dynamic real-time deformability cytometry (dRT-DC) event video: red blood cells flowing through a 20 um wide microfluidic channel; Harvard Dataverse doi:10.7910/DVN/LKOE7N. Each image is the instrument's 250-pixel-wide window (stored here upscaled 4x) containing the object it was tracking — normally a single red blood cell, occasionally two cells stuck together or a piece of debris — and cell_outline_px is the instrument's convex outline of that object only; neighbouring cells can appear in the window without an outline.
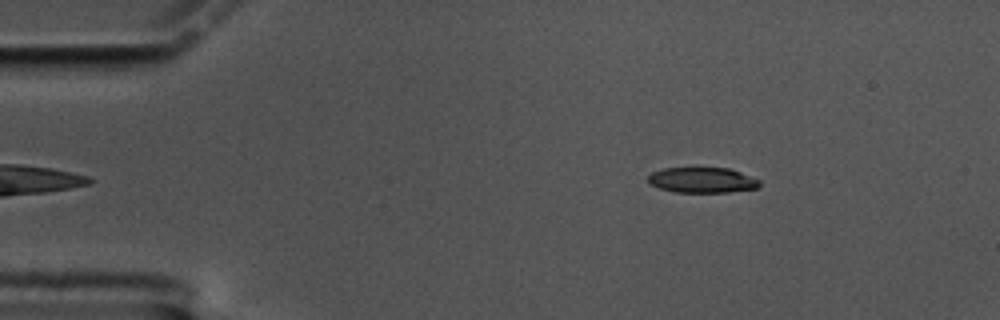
{"species": "common noctule bat (a hibernating species)", "species_latin": "Nyctalus noctula", "temperature_condition": "cold", "stored_images_in_passage": 54, "camera_frame_rate_fps": 3000, "um_per_image_px": 0.085, "animal": {"sex": "male", "body_mass_g": 17.5, "forearm_length_mm": 52.3}, "frame": {"image": 1, "passage_image": 3, "time_ms": 0.667, "image_size_px": [1000, 320], "cell_outline_px": [[760, 184], [756, 188], [728, 192], [676, 192], [660, 188], [648, 184], [648, 176], [652, 172], [664, 168], [728, 168], [740, 172], [760, 180]], "centroid_in_image_um": [59.66, 15.31], "position_along_channel_um": 25.3, "area_um2": 16.42}}
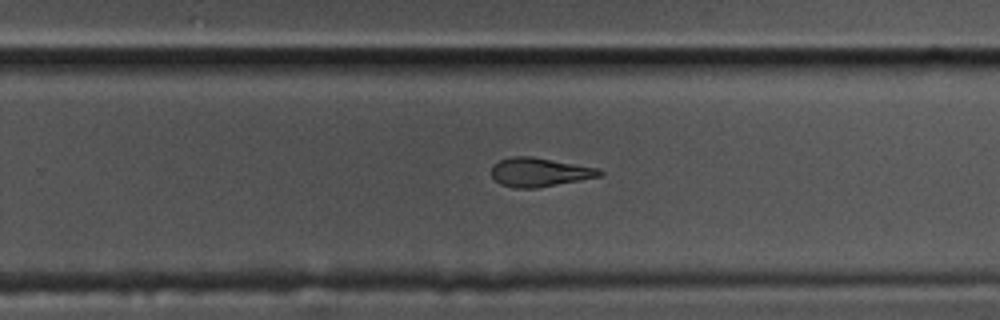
{"frame": {"image": 2, "passage_image": 32, "time_ms": 10.333, "image_size_px": [1000, 320], "cell_outline_px": [[604, 172], [600, 176], [536, 188], [516, 188], [500, 184], [492, 176], [492, 164], [500, 160], [512, 156], [532, 156], [600, 168]], "centroid_in_image_um": [45.85, 14.62], "position_along_channel_um": 283.9, "area_um2": 18.15}}
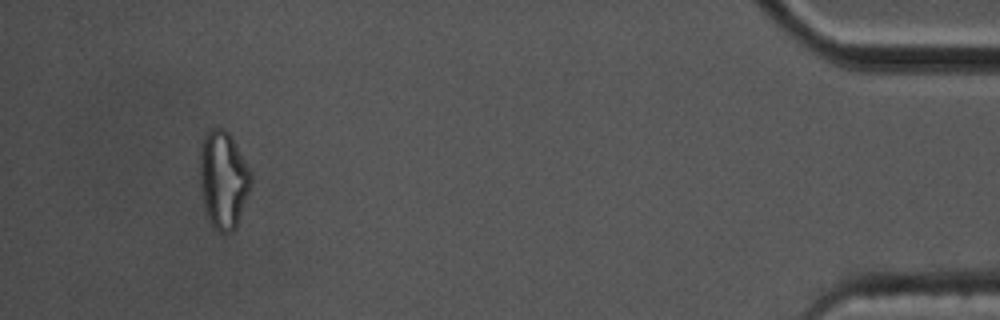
{"frame": {"image": 3, "passage_image": 50, "time_ms": 16.333, "image_size_px": [1000, 320], "cell_outline_px": [[252, 184], [236, 228], [232, 232], [220, 232], [212, 224], [204, 208], [200, 184], [200, 148], [204, 132], [212, 128], [224, 128], [232, 136], [252, 172]], "centroid_in_image_um": [18.99, 15.23], "position_along_channel_um": 416.2, "area_um2": 29.36}, "authors_computed_cell_mechanics": {"area_um2": 18.6694, "velocity_mm_per_s": 3.3504, "shape_relaxation_time_tau1_ms": 7.9928, "shape_relaxation_time_tau2_ms": 5.1273, "deformation_change_tau1": 0.2038, "deformation_change_tau2": 0.1466}}